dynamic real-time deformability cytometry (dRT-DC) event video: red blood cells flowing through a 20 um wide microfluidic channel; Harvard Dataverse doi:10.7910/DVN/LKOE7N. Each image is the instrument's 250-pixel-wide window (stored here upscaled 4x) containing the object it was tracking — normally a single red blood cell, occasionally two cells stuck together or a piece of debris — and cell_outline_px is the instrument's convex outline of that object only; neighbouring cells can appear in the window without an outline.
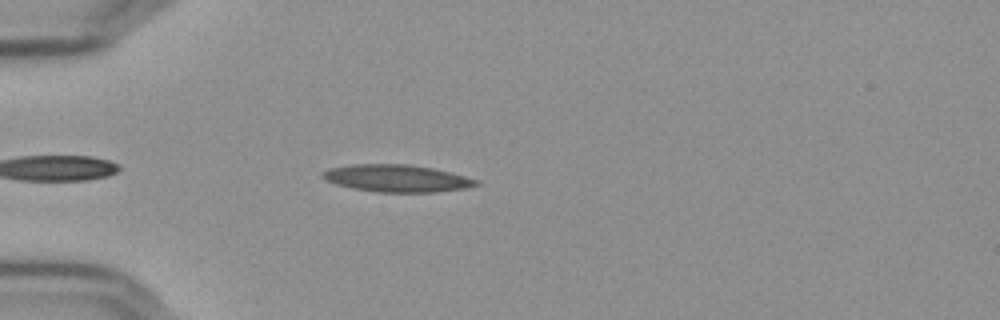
{"species": "Egyptian fruit bat (a non-hibernating species)", "species_latin": "Rousettus aegyptiacus", "temperature_condition": "cold", "stored_images_in_passage": 42, "camera_frame_rate_fps": 3000, "um_per_image_px": 0.085, "frame": {"image": 1, "passage_image": 5, "time_ms": 1.333, "image_size_px": [1000, 320], "cell_outline_px": [[480, 184], [464, 188], [436, 192], [376, 192], [352, 188], [336, 184], [320, 176], [320, 172], [328, 168], [352, 164], [408, 164], [432, 168], [480, 180]], "centroid_in_image_um": [33.69, 15.15], "position_along_channel_um": 51.3, "area_um2": 24.33}}
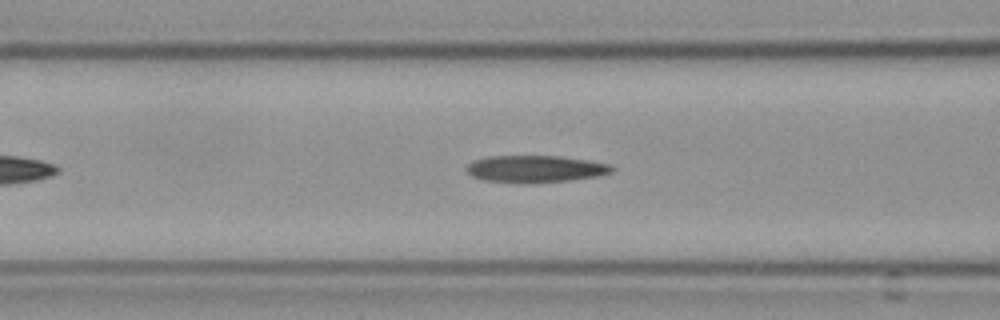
{"frame": {"image": 2, "passage_image": 12, "time_ms": 3.667, "image_size_px": [1000, 320], "cell_outline_px": [[616, 168], [612, 172], [596, 176], [568, 180], [528, 184], [484, 180], [472, 176], [464, 168], [468, 164], [476, 160], [488, 156], [560, 156], [588, 160], [612, 164]], "centroid_in_image_um": [45.52, 14.36], "position_along_channel_um": 121.1, "area_um2": 23.0}}
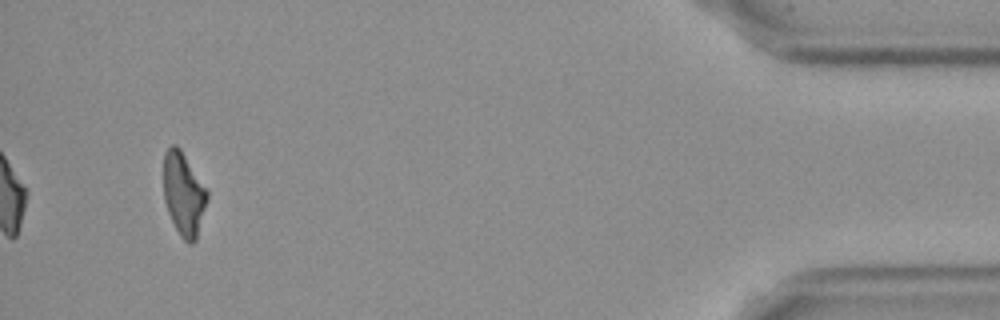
{"frame": {"image": 3, "passage_image": 42, "time_ms": 13.667, "image_size_px": [1000, 320], "cell_outline_px": [[208, 200], [196, 240], [192, 244], [188, 244], [180, 236], [168, 212], [164, 200], [164, 152], [172, 144], [176, 144], [180, 148], [208, 192]], "centroid_in_image_um": [15.61, 16.51], "position_along_channel_um": 419.6, "area_um2": 21.04}, "authors_computed_cell_mechanics": {"area_um2": 22.7154, "velocity_mm_per_s": 3.6543, "shape_relaxation_time_tau1_ms": null, "shape_relaxation_time_tau2_ms": 5.2425, "deformation_change_tau1": null, "deformation_change_tau2": 0.1593}}